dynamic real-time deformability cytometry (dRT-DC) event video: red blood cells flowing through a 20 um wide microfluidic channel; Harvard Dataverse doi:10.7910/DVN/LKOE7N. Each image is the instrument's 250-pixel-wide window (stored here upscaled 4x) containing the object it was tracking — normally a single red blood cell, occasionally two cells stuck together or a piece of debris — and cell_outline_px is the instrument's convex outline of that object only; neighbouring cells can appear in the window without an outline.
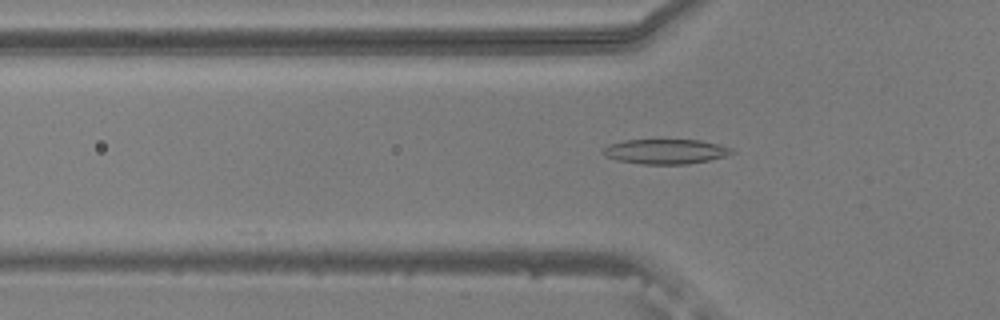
{"species": "common noctule bat (a hibernating species)", "species_latin": "Nyctalus noctula", "temperature_condition": "warm", "stored_images_in_passage": 41, "camera_frame_rate_fps": 3000, "um_per_image_px": 0.085, "animal": {"sex": "male", "body_mass_g": 20.5, "forearm_length_mm": 52.5}, "frame": {"image": 1, "passage_image": 5, "time_ms": 1.333, "image_size_px": [1000, 320], "cell_outline_px": [[736, 152], [724, 156], [708, 160], [688, 164], [640, 164], [616, 160], [604, 156], [604, 148], [608, 144], [624, 140], [700, 140], [732, 148]], "centroid_in_image_um": [56.55, 12.88], "position_along_channel_um": 69.3, "area_um2": 18.55}}
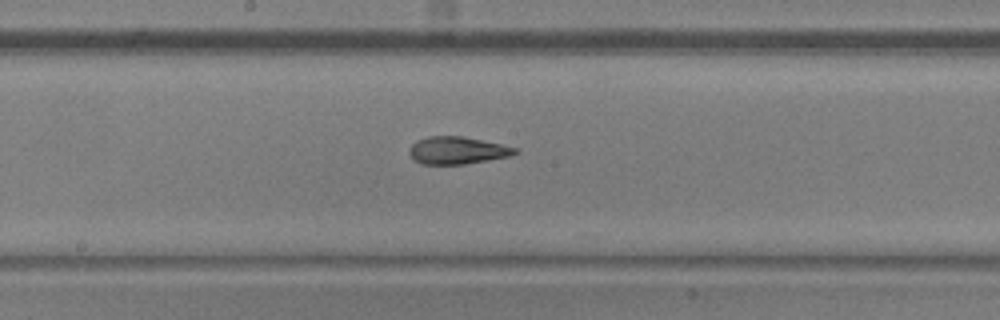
{"frame": {"image": 2, "passage_image": 16, "time_ms": 5.0, "image_size_px": [1000, 320], "cell_outline_px": [[520, 152], [508, 156], [488, 160], [464, 164], [420, 164], [408, 152], [412, 144], [416, 140], [428, 136], [464, 136], [520, 148]], "centroid_in_image_um": [38.9, 12.77], "position_along_channel_um": 209.3, "area_um2": 16.94}}
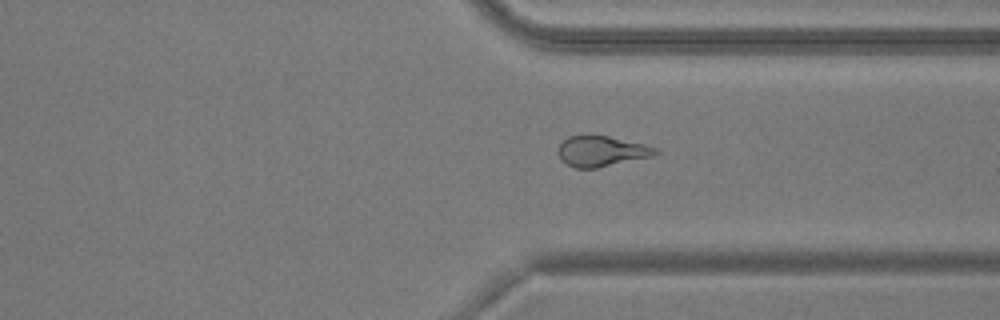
{"frame": {"image": 3, "passage_image": 28, "time_ms": 9.0, "image_size_px": [1000, 320], "cell_outline_px": [[660, 152], [652, 156], [596, 168], [576, 168], [560, 160], [556, 152], [560, 144], [568, 136], [592, 132], [644, 144], [656, 148]], "centroid_in_image_um": [51.07, 12.81], "position_along_channel_um": 360.3, "area_um2": 17.74}, "authors_computed_cell_mechanics": {"area_um2": 17.5712, "velocity_mm_per_s": 3.7825, "shape_relaxation_time_tau1_ms": 6.5101, "shape_relaxation_time_tau2_ms": 1.9546, "deformation_change_tau1": 0.183, "deformation_change_tau2": 0.0998}}